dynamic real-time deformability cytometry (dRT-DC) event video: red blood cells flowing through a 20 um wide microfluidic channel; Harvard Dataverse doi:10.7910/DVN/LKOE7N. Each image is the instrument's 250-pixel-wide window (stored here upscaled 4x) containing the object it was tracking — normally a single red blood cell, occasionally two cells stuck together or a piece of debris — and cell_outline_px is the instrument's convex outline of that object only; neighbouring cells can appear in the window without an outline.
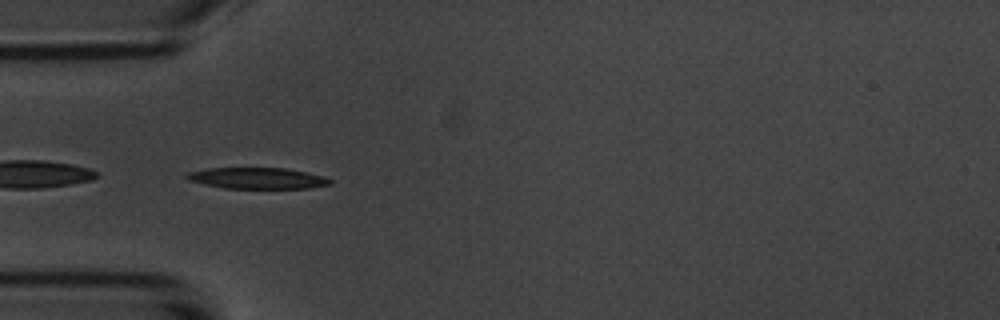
{"species": "common noctule bat (a hibernating species)", "species_latin": "Nyctalus noctula", "temperature_condition": "room temperature", "stored_images_in_passage": 42, "camera_frame_rate_fps": 3000, "um_per_image_px": 0.085, "animal": {"sex": "male", "body_mass_g": 20.1, "forearm_length_mm": 53.5}, "frame": {"image": 1, "passage_image": 4, "time_ms": 1.0, "image_size_px": [1000, 320], "cell_outline_px": [[332, 184], [308, 188], [224, 188], [204, 184], [188, 180], [184, 176], [188, 172], [208, 168], [284, 168], [324, 176], [332, 180]], "centroid_in_image_um": [21.86, 15.15], "position_along_channel_um": 63.1, "area_um2": 17.57}}
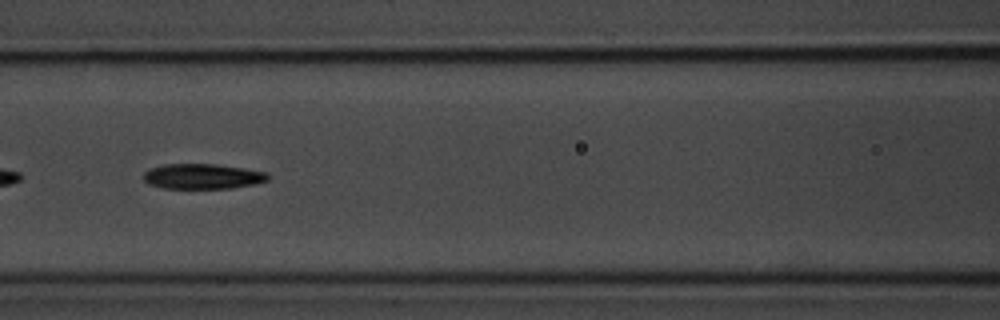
{"frame": {"image": 2, "passage_image": 11, "time_ms": 3.333, "image_size_px": [1000, 320], "cell_outline_px": [[268, 180], [256, 184], [232, 188], [164, 188], [148, 184], [144, 180], [144, 172], [152, 168], [164, 164], [216, 164], [244, 168], [268, 172]], "centroid_in_image_um": [17.24, 14.99], "position_along_channel_um": 149.4, "area_um2": 18.26}}
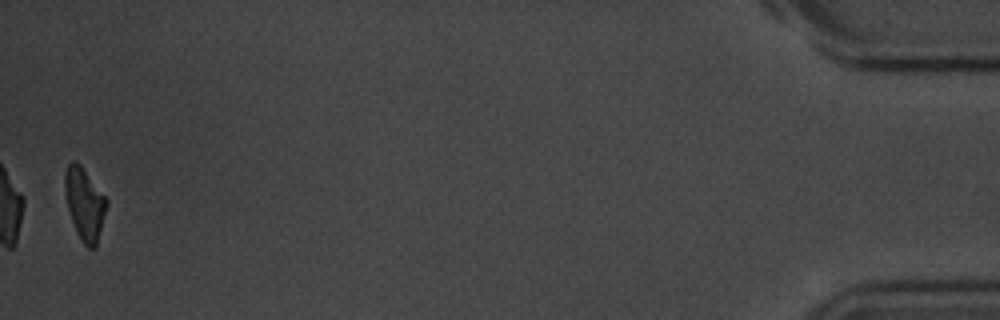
{"frame": {"image": 3, "passage_image": 41, "time_ms": 13.333, "image_size_px": [1000, 320], "cell_outline_px": [[108, 204], [96, 248], [88, 248], [80, 240], [76, 232], [68, 208], [64, 188], [64, 172], [68, 164], [72, 160], [76, 160], [80, 164], [108, 200]], "centroid_in_image_um": [7.19, 17.33], "position_along_channel_um": 428.0, "area_um2": 17.63}, "authors_computed_cell_mechanics": {"area_um2": 18.6116, "velocity_mm_per_s": 3.7227, "shape_relaxation_time_tau1_ms": 2.5455, "shape_relaxation_time_tau2_ms": 5.3923, "deformation_change_tau1": 0.1733, "deformation_change_tau2": 0.1371}}